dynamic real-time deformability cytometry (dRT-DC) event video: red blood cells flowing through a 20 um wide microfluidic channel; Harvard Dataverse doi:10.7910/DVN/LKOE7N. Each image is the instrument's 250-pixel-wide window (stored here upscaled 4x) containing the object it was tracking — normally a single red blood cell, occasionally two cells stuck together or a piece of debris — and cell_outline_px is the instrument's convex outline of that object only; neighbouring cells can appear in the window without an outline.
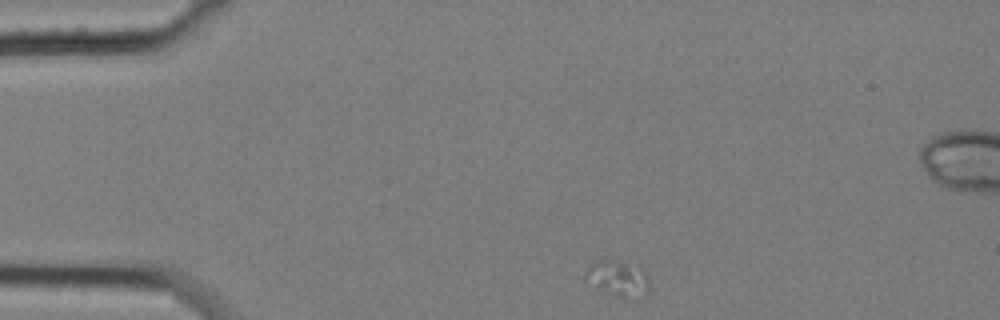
{"species": "common noctule bat (a hibernating species)", "species_latin": "Nyctalus noctula", "temperature_condition": "cold", "stored_images_in_passage": 3, "camera_frame_rate_fps": 3000, "um_per_image_px": 0.085, "animal": {"sex": "female", "body_mass_g": 25.1}, "frame": {"image": 1, "passage_image": 1, "time_ms": 0.0, "image_size_px": [1000, 320], "cell_outline_px": [[648, 292], [644, 296], [636, 300], [620, 296], [600, 288], [584, 280], [584, 272], [592, 260], [616, 260], [640, 264], [648, 272]], "centroid_in_image_um": [52.58, 23.61], "position_along_channel_um": 32.4, "area_um2": 13.81}}